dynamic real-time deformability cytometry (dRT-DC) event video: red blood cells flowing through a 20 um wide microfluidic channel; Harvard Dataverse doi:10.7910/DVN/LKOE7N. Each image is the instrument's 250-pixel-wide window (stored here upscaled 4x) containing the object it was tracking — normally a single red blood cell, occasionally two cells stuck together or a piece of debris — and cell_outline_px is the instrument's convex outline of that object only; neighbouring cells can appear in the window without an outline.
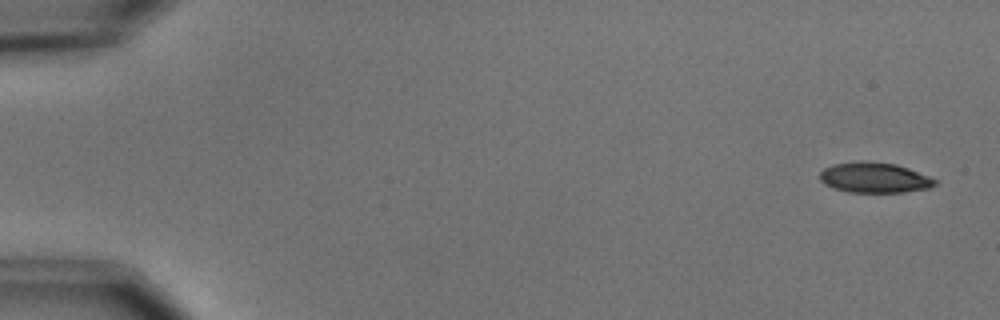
{"species": "common noctule bat (a hibernating species)", "species_latin": "Nyctalus noctula", "temperature_condition": "cold", "stored_images_in_passage": 4, "camera_frame_rate_fps": 3000, "um_per_image_px": 0.085, "animal": {"sex": "male", "body_mass_g": 15.6}, "frame": {"image": 1, "passage_image": 1, "time_ms": 0.0, "image_size_px": [1000, 320], "cell_outline_px": [[940, 180], [936, 184], [928, 188], [904, 192], [848, 192], [832, 188], [824, 184], [820, 180], [820, 172], [824, 168], [832, 164], [864, 160], [896, 164], [908, 168]], "centroid_in_image_um": [74.32, 15.09], "position_along_channel_um": 10.7, "area_um2": 20.58}}